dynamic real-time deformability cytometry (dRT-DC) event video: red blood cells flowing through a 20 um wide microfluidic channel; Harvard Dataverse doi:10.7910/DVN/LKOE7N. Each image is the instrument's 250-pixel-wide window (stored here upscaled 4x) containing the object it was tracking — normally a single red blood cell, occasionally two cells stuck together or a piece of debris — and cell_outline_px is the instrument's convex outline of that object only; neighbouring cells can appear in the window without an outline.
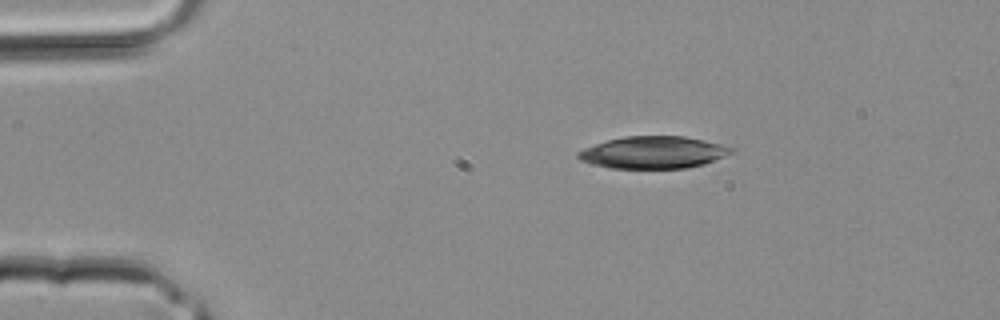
{"species": "common noctule bat (a hibernating species)", "species_latin": "Nyctalus noctula", "temperature_condition": "room temperature", "stored_images_in_passage": 2, "camera_frame_rate_fps": 3000, "um_per_image_px": 0.085, "animal": {"sex": "male", "body_mass_g": 20.4}, "frame": {"image": 1, "passage_image": 1, "time_ms": 0.0, "image_size_px": [1000, 320], "cell_outline_px": [[736, 152], [704, 164], [688, 168], [608, 168], [592, 164], [580, 160], [576, 156], [576, 152], [584, 148], [608, 140], [624, 136], [684, 136], [704, 140], [736, 148]], "centroid_in_image_um": [55.55, 12.96], "position_along_channel_um": 29.4, "area_um2": 28.84}}